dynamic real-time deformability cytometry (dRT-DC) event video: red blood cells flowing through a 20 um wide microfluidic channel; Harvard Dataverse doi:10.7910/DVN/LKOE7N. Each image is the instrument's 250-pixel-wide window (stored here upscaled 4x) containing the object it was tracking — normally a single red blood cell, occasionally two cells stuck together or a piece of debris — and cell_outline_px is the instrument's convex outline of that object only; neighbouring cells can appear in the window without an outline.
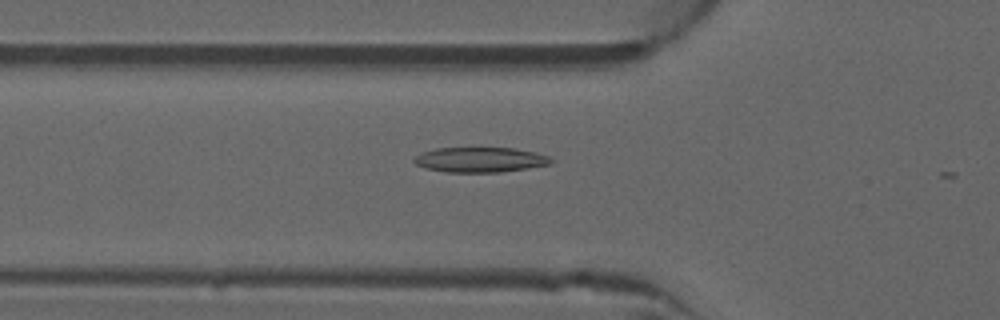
{"species": "common noctule bat (a hibernating species)", "species_latin": "Nyctalus noctula", "temperature_condition": "warm", "stored_images_in_passage": 4, "camera_frame_rate_fps": 3000, "um_per_image_px": 0.085, "animal": {"sex": "male", "forearm_length_mm": 52.5}, "frame": {"image": 1, "passage_image": 2, "time_ms": 0.333, "image_size_px": [1000, 320], "cell_outline_px": [[556, 160], [552, 164], [500, 172], [444, 172], [424, 168], [416, 164], [412, 160], [416, 156], [424, 152], [436, 148], [516, 148], [536, 152], [548, 156]], "centroid_in_image_um": [40.85, 13.58], "position_along_channel_um": 85.0, "area_um2": 20.06}}